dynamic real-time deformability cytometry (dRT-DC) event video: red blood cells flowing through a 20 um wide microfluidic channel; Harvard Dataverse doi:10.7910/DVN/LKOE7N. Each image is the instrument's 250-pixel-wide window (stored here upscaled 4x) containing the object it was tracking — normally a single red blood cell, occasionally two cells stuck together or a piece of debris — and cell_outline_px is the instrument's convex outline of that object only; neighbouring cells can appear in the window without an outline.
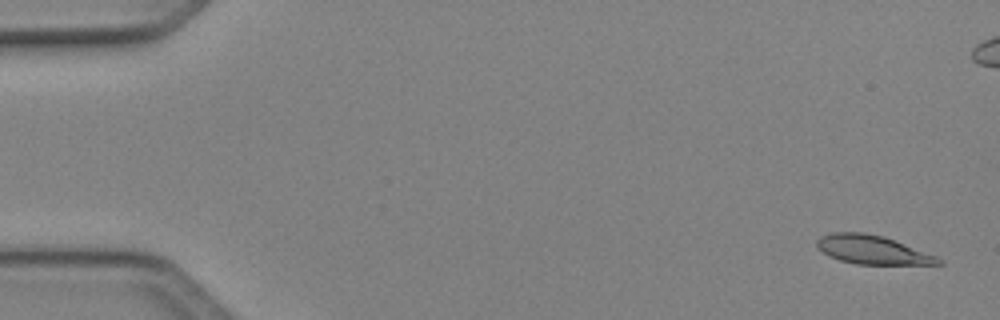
{"species": "Egyptian fruit bat (a non-hibernating species)", "species_latin": "Rousettus aegyptiacus", "temperature_condition": "cold", "stored_images_in_passage": 20, "camera_frame_rate_fps": 3000, "um_per_image_px": 0.085, "animal": {"sex": "female"}, "frame": {"image": 1, "passage_image": 2, "time_ms": 0.333, "image_size_px": [1000, 320], "cell_outline_px": [[944, 264], [856, 264], [840, 260], [828, 256], [816, 248], [816, 240], [820, 236], [832, 232], [864, 232], [884, 236], [936, 256], [944, 260]], "centroid_in_image_um": [74.11, 21.22], "position_along_channel_um": 10.9, "area_um2": 20.4}}
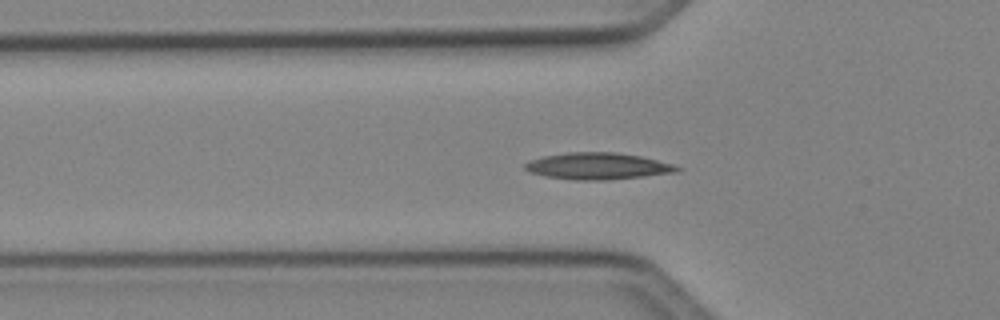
{"frame": {"image": 2, "passage_image": 17, "time_ms": 5.333, "image_size_px": [1000, 320], "cell_outline_px": [[680, 172], [608, 180], [576, 180], [544, 176], [528, 172], [524, 168], [524, 164], [532, 160], [544, 156], [568, 152], [616, 152], [640, 156], [672, 164], [680, 168]], "centroid_in_image_um": [50.8, 14.12], "position_along_channel_um": 75.0, "area_um2": 23.58}}
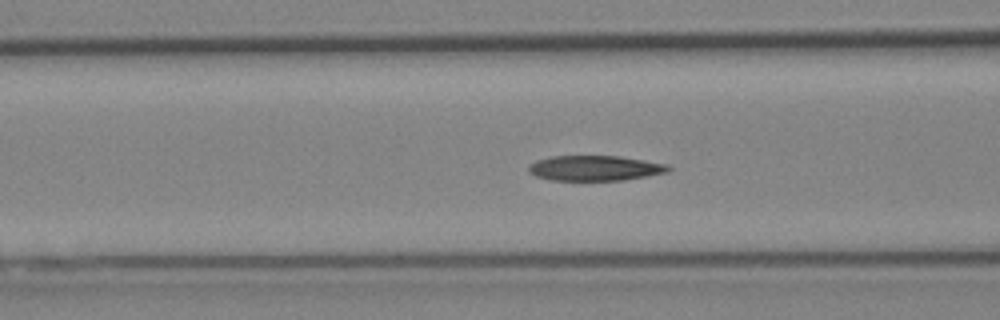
{"frame": {"image": 3, "passage_image": 20, "time_ms": 6.333, "image_size_px": [1000, 320], "cell_outline_px": [[672, 168], [668, 172], [624, 180], [552, 180], [536, 176], [528, 172], [528, 164], [536, 160], [552, 156], [620, 156], [668, 164]], "centroid_in_image_um": [50.56, 14.28], "position_along_channel_um": 116.0, "area_um2": 20.58}}